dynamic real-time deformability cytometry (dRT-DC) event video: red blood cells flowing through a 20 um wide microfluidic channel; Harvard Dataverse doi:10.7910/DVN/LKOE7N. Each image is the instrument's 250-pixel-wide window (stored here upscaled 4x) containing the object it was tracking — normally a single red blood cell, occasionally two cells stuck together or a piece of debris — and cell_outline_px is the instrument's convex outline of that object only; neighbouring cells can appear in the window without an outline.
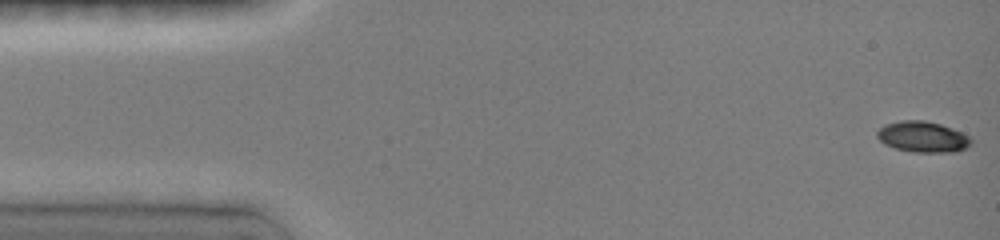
{"species": "common noctule bat (a hibernating species)", "species_latin": "Nyctalus noctula", "temperature_condition": "room temperature", "stored_images_in_passage": 30, "camera_frame_rate_fps": 3000, "um_per_image_px": 0.085, "animal": {"sex": "female", "body_mass_g": 19.0, "forearm_length_mm": 51.5}, "frame": {"image": 1, "passage_image": 1, "time_ms": 0.0, "image_size_px": [1000, 240], "cell_outline_px": [[972, 140], [964, 148], [956, 152], [912, 152], [896, 148], [884, 144], [876, 136], [876, 132], [884, 124], [900, 120], [924, 120], [940, 124], [952, 128], [968, 136]], "centroid_in_image_um": [78.38, 11.62], "position_along_channel_um": 6.6, "area_um2": 16.82}}
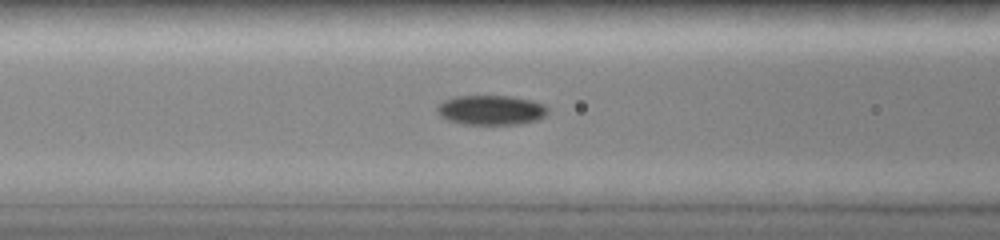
{"frame": {"image": 2, "passage_image": 15, "time_ms": 6.0, "image_size_px": [1000, 240], "cell_outline_px": [[548, 112], [540, 120], [520, 124], [460, 124], [448, 120], [440, 116], [436, 112], [436, 108], [444, 100], [456, 96], [512, 96], [544, 104], [548, 108]], "centroid_in_image_um": [41.74, 9.36], "position_along_channel_um": 124.9, "area_um2": 19.25}}
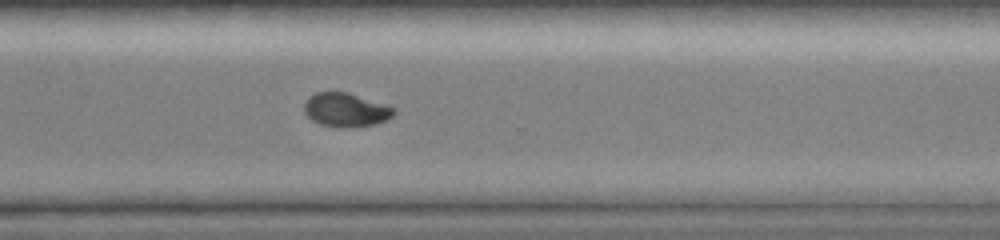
{"frame": {"image": 3, "passage_image": 30, "time_ms": 11.333, "image_size_px": [1000, 240], "cell_outline_px": [[396, 112], [388, 120], [376, 124], [348, 128], [320, 124], [312, 120], [304, 112], [304, 104], [308, 96], [316, 92], [348, 92], [392, 108]], "centroid_in_image_um": [29.36, 9.35], "position_along_channel_um": 341.2, "area_um2": 17.46}}